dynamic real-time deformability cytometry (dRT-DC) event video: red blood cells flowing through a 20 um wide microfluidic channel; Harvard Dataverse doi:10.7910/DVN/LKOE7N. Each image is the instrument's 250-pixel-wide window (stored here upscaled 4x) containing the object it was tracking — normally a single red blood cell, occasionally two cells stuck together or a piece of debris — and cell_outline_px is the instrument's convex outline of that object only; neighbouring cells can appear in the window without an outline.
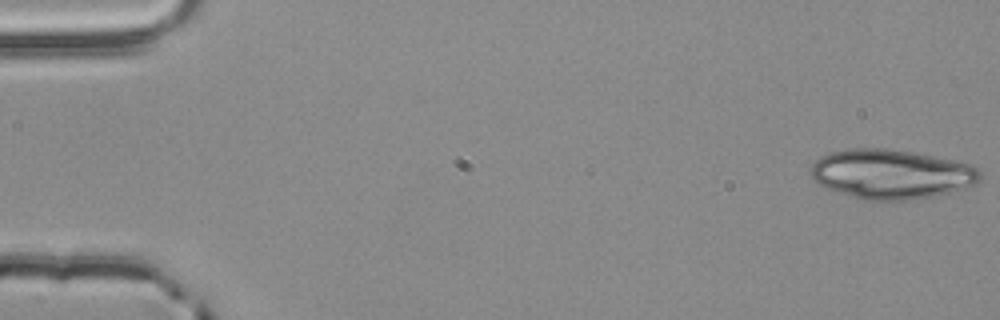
{"species": "common noctule bat (a hibernating species)", "species_latin": "Nyctalus noctula", "temperature_condition": "room temperature", "stored_images_in_passage": 5, "segment_of_instrument_passage": [1, 2], "camera_frame_rate_fps": 3000, "um_per_image_px": 0.085, "animal": {"sex": "male", "body_mass_g": 20.4}, "frame": {"image": 1, "passage_image": 1, "time_ms": 0.0, "image_size_px": [1000, 320], "cell_outline_px": [[980, 180], [976, 184], [964, 188], [936, 196], [908, 200], [864, 200], [816, 184], [812, 180], [812, 164], [816, 160], [832, 152], [848, 148], [884, 148], [912, 152], [972, 164], [980, 172]], "centroid_in_image_um": [75.77, 14.8], "position_along_channel_um": 9.2, "area_um2": 48.61}}